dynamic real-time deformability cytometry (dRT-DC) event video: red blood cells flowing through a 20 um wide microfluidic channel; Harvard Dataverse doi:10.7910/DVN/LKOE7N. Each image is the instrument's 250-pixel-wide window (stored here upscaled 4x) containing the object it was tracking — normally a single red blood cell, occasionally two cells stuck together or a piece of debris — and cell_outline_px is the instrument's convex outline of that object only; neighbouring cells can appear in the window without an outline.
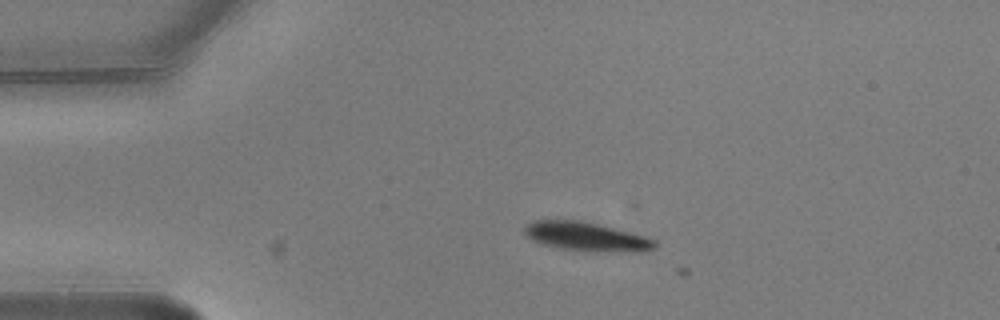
{"species": "common noctule bat (a hibernating species)", "species_latin": "Nyctalus noctula", "temperature_condition": "warm", "stored_images_in_passage": 3, "camera_frame_rate_fps": 3000, "um_per_image_px": 0.085, "animal": {"sex": "male", "body_mass_g": 20.5, "forearm_length_mm": 52.5}, "frame": {"image": 1, "passage_image": 2, "time_ms": 0.333, "image_size_px": [1000, 320], "cell_outline_px": [[656, 248], [644, 252], [640, 252], [564, 248], [544, 244], [528, 236], [524, 232], [524, 228], [532, 220], [580, 220], [632, 232], [648, 236], [656, 240]], "centroid_in_image_um": [49.93, 20.08], "position_along_channel_um": 35.1, "area_um2": 21.33}}